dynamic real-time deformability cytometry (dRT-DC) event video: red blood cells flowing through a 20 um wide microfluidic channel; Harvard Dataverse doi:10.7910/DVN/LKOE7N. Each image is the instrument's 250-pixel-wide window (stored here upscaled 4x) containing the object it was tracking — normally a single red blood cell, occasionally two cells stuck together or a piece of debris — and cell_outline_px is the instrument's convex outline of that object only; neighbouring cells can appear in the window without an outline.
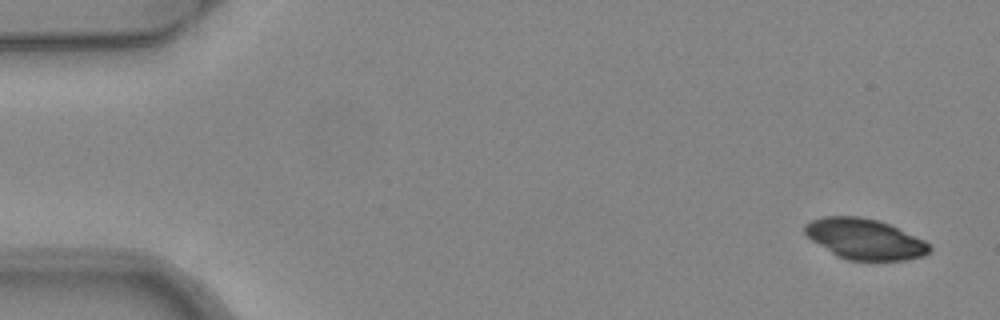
{"species": "common noctule bat (a hibernating species)", "species_latin": "Nyctalus noctula", "temperature_condition": "warm", "stored_images_in_passage": 5, "camera_frame_rate_fps": 3000, "um_per_image_px": 0.085, "animal": {"sex": "female", "body_mass_g": 24.6, "forearm_length_mm": 56.2}, "frame": {"image": 1, "passage_image": 1, "time_ms": 0.0, "image_size_px": [1000, 320], "cell_outline_px": [[932, 248], [924, 256], [904, 260], [848, 260], [836, 256], [812, 240], [804, 232], [804, 224], [812, 220], [824, 216], [860, 216], [880, 220], [924, 240]], "centroid_in_image_um": [73.49, 20.31], "position_along_channel_um": 11.5, "area_um2": 29.42}}